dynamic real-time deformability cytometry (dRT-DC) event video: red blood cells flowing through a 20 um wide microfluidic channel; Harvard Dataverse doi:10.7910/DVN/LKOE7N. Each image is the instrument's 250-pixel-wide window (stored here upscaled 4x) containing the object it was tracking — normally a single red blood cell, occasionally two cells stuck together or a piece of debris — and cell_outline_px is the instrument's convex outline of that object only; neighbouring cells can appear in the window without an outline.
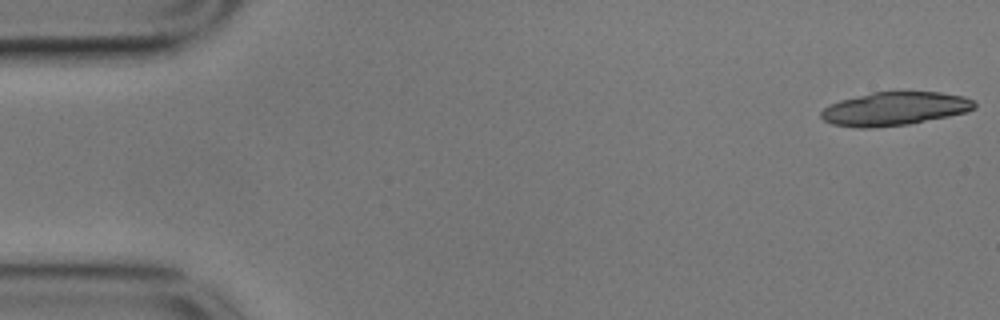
{"species": "common noctule bat (a hibernating species)", "species_latin": "Nyctalus noctula", "temperature_condition": "cold", "stored_images_in_passage": 25, "camera_frame_rate_fps": 3000, "um_per_image_px": 0.085, "animal": {"sex": "male", "body_mass_g": 17.9}, "frame": {"image": 1, "passage_image": 1, "time_ms": 0.0, "image_size_px": [1000, 320], "cell_outline_px": [[976, 108], [968, 112], [908, 124], [872, 128], [856, 128], [832, 124], [824, 120], [820, 116], [820, 112], [824, 108], [840, 100], [872, 92], [940, 92], [964, 96], [972, 100], [976, 104]], "centroid_in_image_um": [76.05, 9.25], "position_along_channel_um": 9.0, "area_um2": 29.88}}